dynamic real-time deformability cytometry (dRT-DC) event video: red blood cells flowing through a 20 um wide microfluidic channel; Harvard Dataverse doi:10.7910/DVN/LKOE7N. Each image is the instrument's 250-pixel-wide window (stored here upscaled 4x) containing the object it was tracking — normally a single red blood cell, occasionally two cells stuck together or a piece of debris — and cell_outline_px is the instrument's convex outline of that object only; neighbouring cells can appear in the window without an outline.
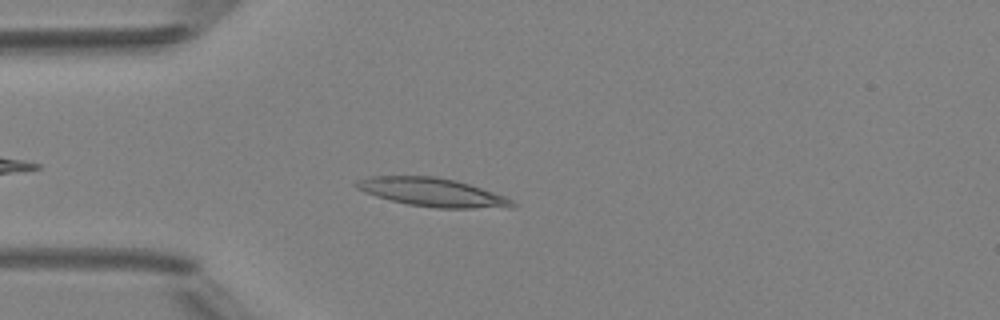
{"species": "Egyptian fruit bat (a non-hibernating species)", "species_latin": "Rousettus aegyptiacus", "temperature_condition": "room temperature", "stored_images_in_passage": 42, "camera_frame_rate_fps": 3000, "um_per_image_px": 0.085, "animal": {"sex": "female"}, "frame": {"image": 1, "passage_image": 6, "time_ms": 1.667, "image_size_px": [1000, 320], "cell_outline_px": [[516, 204], [512, 208], [436, 208], [408, 204], [376, 196], [364, 192], [356, 188], [352, 184], [356, 180], [368, 176], [436, 176], [468, 184], [504, 196], [512, 200]], "centroid_in_image_um": [36.7, 16.34], "position_along_channel_um": 48.3, "area_um2": 25.78}}
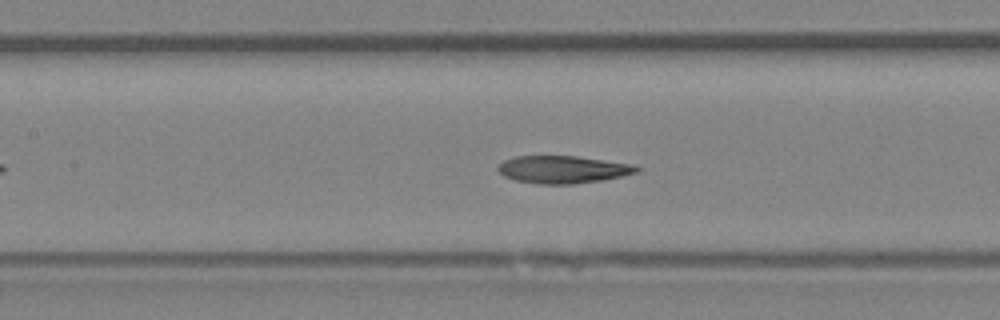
{"frame": {"image": 2, "passage_image": 15, "time_ms": 4.667, "image_size_px": [1000, 320], "cell_outline_px": [[640, 172], [600, 180], [576, 184], [540, 184], [516, 180], [504, 176], [496, 168], [504, 160], [516, 156], [576, 156], [632, 164], [640, 168]], "centroid_in_image_um": [47.84, 14.4], "position_along_channel_um": 159.6, "area_um2": 22.08}}
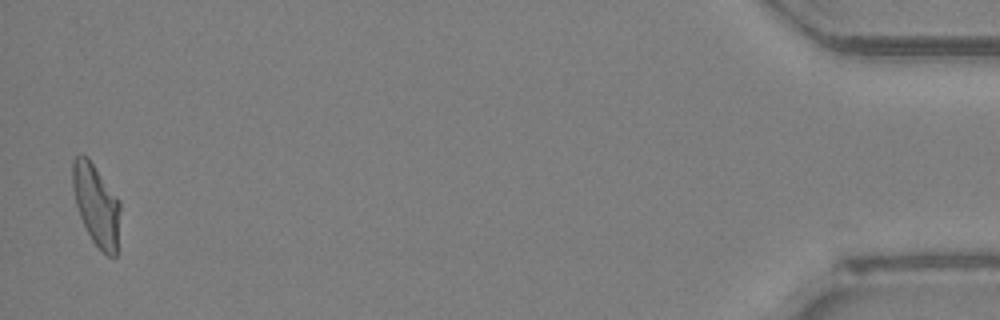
{"frame": {"image": 3, "passage_image": 41, "time_ms": 13.333, "image_size_px": [1000, 320], "cell_outline_px": [[120, 208], [116, 256], [108, 256], [92, 240], [80, 216], [76, 204], [72, 188], [72, 160], [76, 156], [88, 156], [120, 200]], "centroid_in_image_um": [8.18, 17.37], "position_along_channel_um": 427.0, "area_um2": 22.43}, "authors_computed_cell_mechanics": {"area_um2": 22.542, "velocity_mm_per_s": 4.1596, "shape_relaxation_time_tau1_ms": 8.3565, "shape_relaxation_time_tau2_ms": 3.4188, "deformation_change_tau1": 0.278, "deformation_change_tau2": 0.1282}}